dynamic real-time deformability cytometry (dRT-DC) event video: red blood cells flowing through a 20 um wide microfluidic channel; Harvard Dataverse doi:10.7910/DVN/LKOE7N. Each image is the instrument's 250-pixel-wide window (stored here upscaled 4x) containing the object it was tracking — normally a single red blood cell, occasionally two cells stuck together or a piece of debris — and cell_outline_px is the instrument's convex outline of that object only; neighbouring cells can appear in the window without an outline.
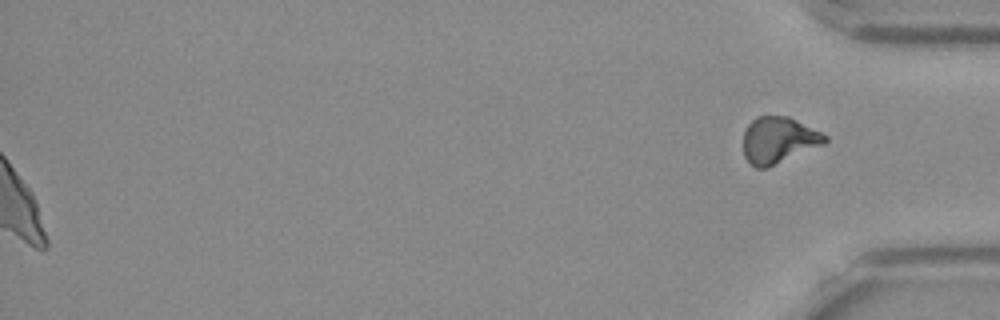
{"species": "Egyptian fruit bat (a non-hibernating species)", "species_latin": "Rousettus aegyptiacus", "temperature_condition": "warm", "stored_images_in_passage": 54, "camera_frame_rate_fps": 3000, "um_per_image_px": 0.085, "frame": {"image": 1, "passage_image": 54, "time_ms": 17.667, "image_size_px": [1000, 320], "cell_outline_px": [[828, 140], [824, 144], [768, 168], [756, 168], [744, 156], [744, 132], [748, 124], [756, 116], [788, 116], [828, 136]], "centroid_in_image_um": [66.17, 11.91], "position_along_channel_um": 369.0, "area_um2": 21.96}}